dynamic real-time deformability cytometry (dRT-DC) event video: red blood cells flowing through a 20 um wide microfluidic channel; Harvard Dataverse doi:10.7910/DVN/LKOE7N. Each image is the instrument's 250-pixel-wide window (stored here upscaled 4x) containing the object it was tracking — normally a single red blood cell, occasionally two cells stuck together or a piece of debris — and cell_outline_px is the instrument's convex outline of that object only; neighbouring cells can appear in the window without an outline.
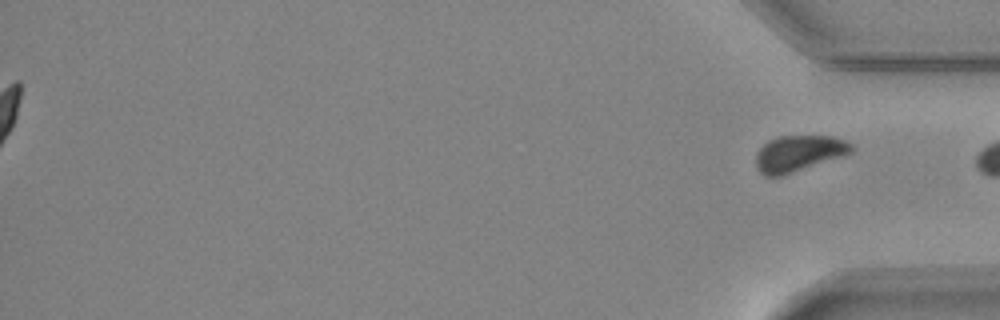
{"species": "common noctule bat (a hibernating species)", "species_latin": "Nyctalus noctula", "temperature_condition": "warm", "stored_images_in_passage": 38, "segment_of_instrument_passage": [2, 2], "camera_frame_rate_fps": 3000, "um_per_image_px": 0.085, "animal": {"sex": "female", "body_mass_g": 24.6, "forearm_length_mm": 56.2}, "frame": {"image": 1, "passage_image": 38, "time_ms": 12.333, "image_size_px": [1000, 320], "cell_outline_px": [[852, 152], [844, 156], [784, 176], [764, 176], [756, 168], [756, 152], [768, 140], [780, 136], [832, 136], [844, 140], [852, 144]], "centroid_in_image_um": [67.88, 13.06], "position_along_channel_um": 367.3, "area_um2": 20.35}}